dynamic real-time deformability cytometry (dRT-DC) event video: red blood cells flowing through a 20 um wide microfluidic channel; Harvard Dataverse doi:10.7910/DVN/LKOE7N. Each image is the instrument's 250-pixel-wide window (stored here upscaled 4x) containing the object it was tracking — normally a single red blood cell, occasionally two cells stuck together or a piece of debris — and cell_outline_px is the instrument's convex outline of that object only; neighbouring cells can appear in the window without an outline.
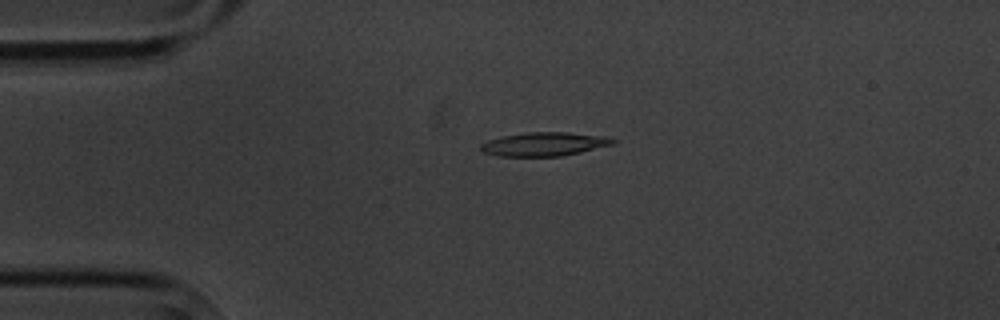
{"species": "common noctule bat (a hibernating species)", "species_latin": "Nyctalus noctula", "temperature_condition": "cold", "stored_images_in_passage": 6, "camera_frame_rate_fps": 3000, "um_per_image_px": 0.085, "animal": {"sex": "male", "body_mass_g": 20.1, "forearm_length_mm": 53.5}, "frame": {"image": 1, "passage_image": 4, "time_ms": 3.333, "image_size_px": [1000, 320], "cell_outline_px": [[616, 140], [612, 144], [580, 152], [560, 156], [500, 156], [484, 152], [480, 148], [480, 144], [488, 140], [504, 136], [528, 132], [568, 132], [608, 136]], "centroid_in_image_um": [46.27, 12.24], "position_along_channel_um": 38.7, "area_um2": 18.09}}
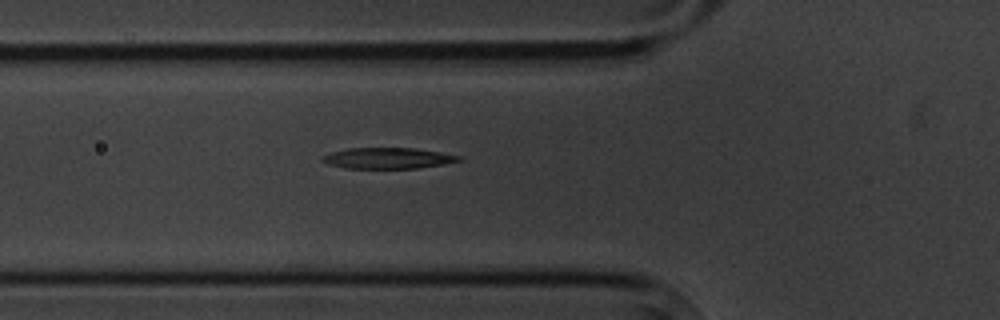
{"frame": {"image": 2, "passage_image": 6, "time_ms": 5.667, "image_size_px": [1000, 320], "cell_outline_px": [[464, 160], [444, 164], [420, 168], [344, 168], [328, 164], [320, 160], [320, 156], [332, 152], [348, 148], [416, 148], [460, 156]], "centroid_in_image_um": [32.95, 13.45], "position_along_channel_um": 92.9, "area_um2": 16.7}}